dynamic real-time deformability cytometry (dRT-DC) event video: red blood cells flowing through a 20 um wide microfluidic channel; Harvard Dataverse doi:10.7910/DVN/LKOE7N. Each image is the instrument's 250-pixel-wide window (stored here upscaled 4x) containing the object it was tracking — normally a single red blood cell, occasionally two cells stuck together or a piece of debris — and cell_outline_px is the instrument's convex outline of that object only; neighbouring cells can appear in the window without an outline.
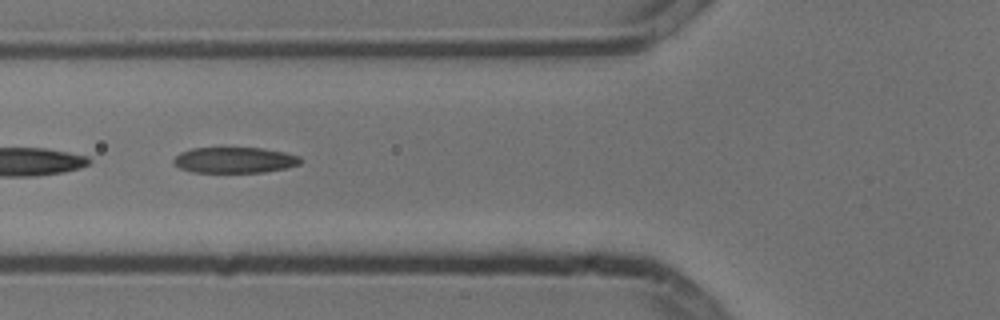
{"species": "common noctule bat (a hibernating species)", "species_latin": "Nyctalus noctula", "temperature_condition": "cold", "stored_images_in_passage": 10, "camera_frame_rate_fps": 3000, "um_per_image_px": 0.085, "animal": {"sex": "male", "body_mass_g": 13.3}, "frame": {"image": 1, "passage_image": 5, "time_ms": 1.333, "image_size_px": [1000, 320], "cell_outline_px": [[304, 160], [300, 164], [288, 168], [264, 172], [192, 172], [180, 168], [172, 164], [172, 160], [180, 152], [192, 148], [264, 148], [284, 152], [300, 156]], "centroid_in_image_um": [19.96, 13.61], "position_along_channel_um": 105.8, "area_um2": 19.31}}
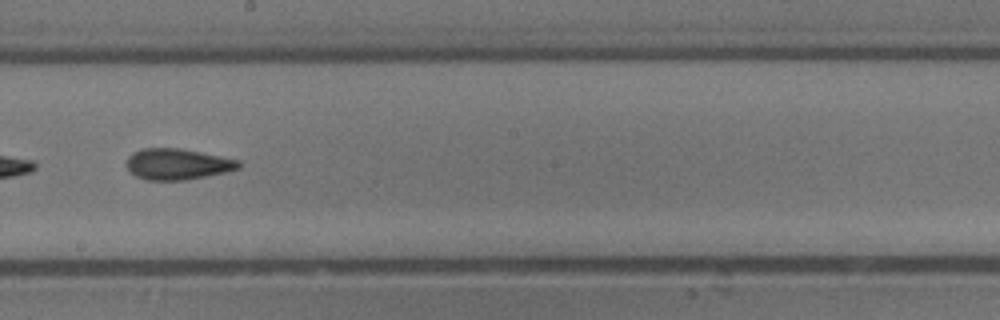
{"frame": {"image": 2, "passage_image": 8, "time_ms": 2.333, "image_size_px": [1000, 320], "cell_outline_px": [[240, 168], [224, 172], [184, 180], [148, 180], [136, 176], [124, 164], [128, 156], [132, 152], [144, 148], [180, 148], [240, 160]], "centroid_in_image_um": [15.05, 13.94], "position_along_channel_um": 233.2, "area_um2": 20.17}}
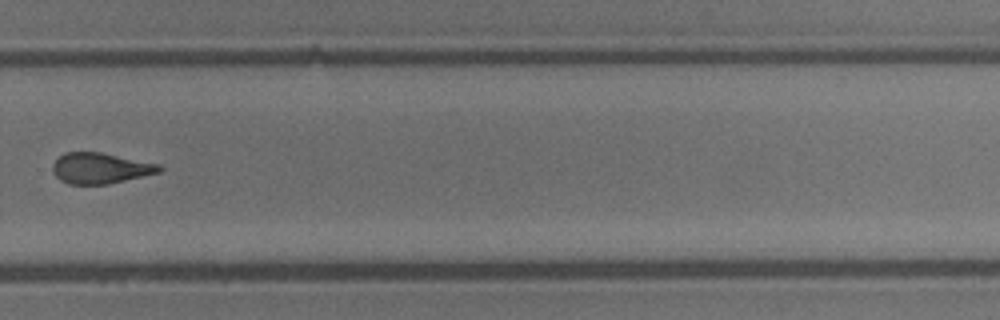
{"frame": {"image": 3, "passage_image": 10, "time_ms": 3.0, "image_size_px": [1000, 320], "cell_outline_px": [[164, 168], [160, 172], [108, 184], [68, 184], [60, 180], [52, 172], [52, 164], [64, 152], [100, 152], [160, 164]], "centroid_in_image_um": [8.52, 14.29], "position_along_channel_um": 321.3, "area_um2": 19.13}}